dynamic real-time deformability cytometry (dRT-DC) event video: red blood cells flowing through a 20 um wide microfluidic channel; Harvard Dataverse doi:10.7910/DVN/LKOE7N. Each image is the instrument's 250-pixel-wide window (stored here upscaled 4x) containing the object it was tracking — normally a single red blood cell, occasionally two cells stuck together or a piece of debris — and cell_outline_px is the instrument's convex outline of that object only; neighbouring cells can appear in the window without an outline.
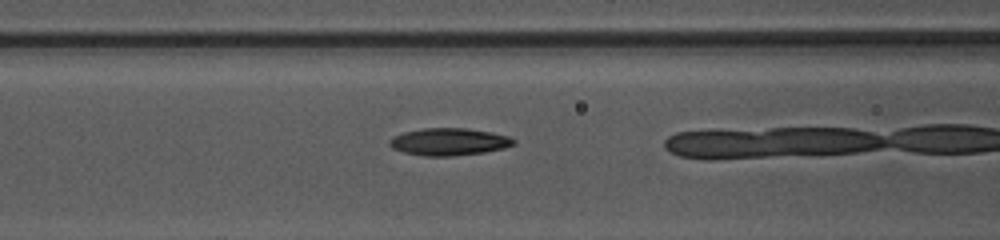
{"species": "common noctule bat (a hibernating species)", "species_latin": "Nyctalus noctula", "temperature_condition": "warm", "stored_images_in_passage": 29, "camera_frame_rate_fps": 3000, "um_per_image_px": 0.085, "animal": {"sex": "female", "body_mass_g": 10.0, "forearm_length_mm": 53.1}, "frame": {"image": 1, "passage_image": 10, "time_ms": 3.0, "image_size_px": [1000, 240], "cell_outline_px": [[516, 144], [504, 148], [484, 152], [452, 156], [424, 156], [404, 152], [392, 148], [388, 144], [388, 140], [392, 136], [404, 132], [424, 128], [464, 128], [492, 132], [508, 136], [516, 140]], "centroid_in_image_um": [38.15, 12.05], "position_along_channel_um": 128.4, "area_um2": 19.83}}
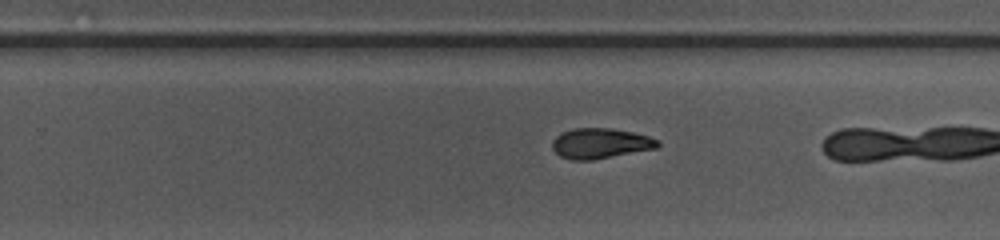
{"frame": {"image": 2, "passage_image": 21, "time_ms": 6.667, "image_size_px": [1000, 240], "cell_outline_px": [[660, 144], [656, 148], [592, 160], [572, 160], [560, 156], [552, 148], [552, 140], [560, 132], [572, 128], [612, 128], [632, 132], [648, 136], [660, 140]], "centroid_in_image_um": [51.0, 12.18], "position_along_channel_um": 278.8, "area_um2": 18.67}}
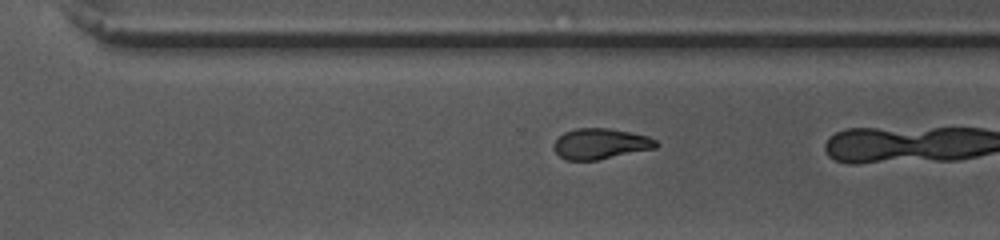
{"frame": {"image": 3, "passage_image": 24, "time_ms": 7.667, "image_size_px": [1000, 240], "cell_outline_px": [[660, 144], [656, 148], [596, 160], [568, 160], [560, 156], [552, 148], [552, 144], [564, 132], [576, 128], [608, 128], [632, 132], [648, 136], [656, 140]], "centroid_in_image_um": [51.05, 12.21], "position_along_channel_um": 319.6, "area_um2": 18.32}, "authors_computed_cell_mechanics": {"area_um2": 19.363, "velocity_mm_per_s": 4.0997, "shape_relaxation_time_tau1_ms": 0.5659, "shape_relaxation_time_tau2_ms": 2.5167, "deformation_change_tau1": 0.2516, "deformation_change_tau2": 0.0802}}